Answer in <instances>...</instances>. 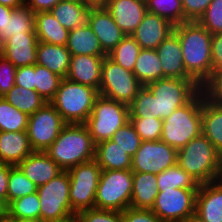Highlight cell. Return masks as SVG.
<instances>
[{
    "label": "cell",
    "instance_id": "1",
    "mask_svg": "<svg viewBox=\"0 0 222 222\" xmlns=\"http://www.w3.org/2000/svg\"><path fill=\"white\" fill-rule=\"evenodd\" d=\"M201 86L194 79L163 78L143 86L129 105V118L165 119L187 104Z\"/></svg>",
    "mask_w": 222,
    "mask_h": 222
},
{
    "label": "cell",
    "instance_id": "2",
    "mask_svg": "<svg viewBox=\"0 0 222 222\" xmlns=\"http://www.w3.org/2000/svg\"><path fill=\"white\" fill-rule=\"evenodd\" d=\"M180 40L186 72L202 86L212 75V34L198 21H186L174 26Z\"/></svg>",
    "mask_w": 222,
    "mask_h": 222
},
{
    "label": "cell",
    "instance_id": "3",
    "mask_svg": "<svg viewBox=\"0 0 222 222\" xmlns=\"http://www.w3.org/2000/svg\"><path fill=\"white\" fill-rule=\"evenodd\" d=\"M63 170L95 159L96 144L85 124H66L45 151Z\"/></svg>",
    "mask_w": 222,
    "mask_h": 222
},
{
    "label": "cell",
    "instance_id": "4",
    "mask_svg": "<svg viewBox=\"0 0 222 222\" xmlns=\"http://www.w3.org/2000/svg\"><path fill=\"white\" fill-rule=\"evenodd\" d=\"M177 163L198 184L221 179L220 152L203 134L178 150Z\"/></svg>",
    "mask_w": 222,
    "mask_h": 222
},
{
    "label": "cell",
    "instance_id": "5",
    "mask_svg": "<svg viewBox=\"0 0 222 222\" xmlns=\"http://www.w3.org/2000/svg\"><path fill=\"white\" fill-rule=\"evenodd\" d=\"M202 90L187 104L177 108L169 117L163 119L161 139L179 150L193 138L202 134Z\"/></svg>",
    "mask_w": 222,
    "mask_h": 222
},
{
    "label": "cell",
    "instance_id": "6",
    "mask_svg": "<svg viewBox=\"0 0 222 222\" xmlns=\"http://www.w3.org/2000/svg\"><path fill=\"white\" fill-rule=\"evenodd\" d=\"M98 91L63 78L50 103L67 124H84L94 107Z\"/></svg>",
    "mask_w": 222,
    "mask_h": 222
},
{
    "label": "cell",
    "instance_id": "7",
    "mask_svg": "<svg viewBox=\"0 0 222 222\" xmlns=\"http://www.w3.org/2000/svg\"><path fill=\"white\" fill-rule=\"evenodd\" d=\"M129 116L127 104L98 95L91 114L84 124L97 145L110 140L119 128L129 122Z\"/></svg>",
    "mask_w": 222,
    "mask_h": 222
},
{
    "label": "cell",
    "instance_id": "8",
    "mask_svg": "<svg viewBox=\"0 0 222 222\" xmlns=\"http://www.w3.org/2000/svg\"><path fill=\"white\" fill-rule=\"evenodd\" d=\"M69 190L70 178L67 171L37 188L42 221L66 222L75 219L77 213L71 207Z\"/></svg>",
    "mask_w": 222,
    "mask_h": 222
},
{
    "label": "cell",
    "instance_id": "9",
    "mask_svg": "<svg viewBox=\"0 0 222 222\" xmlns=\"http://www.w3.org/2000/svg\"><path fill=\"white\" fill-rule=\"evenodd\" d=\"M133 172L103 170L95 196V208L123 212L130 207Z\"/></svg>",
    "mask_w": 222,
    "mask_h": 222
},
{
    "label": "cell",
    "instance_id": "10",
    "mask_svg": "<svg viewBox=\"0 0 222 222\" xmlns=\"http://www.w3.org/2000/svg\"><path fill=\"white\" fill-rule=\"evenodd\" d=\"M142 87L132 71L124 69L108 56L104 57L99 95L129 106Z\"/></svg>",
    "mask_w": 222,
    "mask_h": 222
},
{
    "label": "cell",
    "instance_id": "11",
    "mask_svg": "<svg viewBox=\"0 0 222 222\" xmlns=\"http://www.w3.org/2000/svg\"><path fill=\"white\" fill-rule=\"evenodd\" d=\"M70 178L69 199L72 209L78 213L95 208V196L102 169L94 159L67 170Z\"/></svg>",
    "mask_w": 222,
    "mask_h": 222
},
{
    "label": "cell",
    "instance_id": "12",
    "mask_svg": "<svg viewBox=\"0 0 222 222\" xmlns=\"http://www.w3.org/2000/svg\"><path fill=\"white\" fill-rule=\"evenodd\" d=\"M197 192L182 188L159 191L151 211L162 222H185L196 213Z\"/></svg>",
    "mask_w": 222,
    "mask_h": 222
},
{
    "label": "cell",
    "instance_id": "13",
    "mask_svg": "<svg viewBox=\"0 0 222 222\" xmlns=\"http://www.w3.org/2000/svg\"><path fill=\"white\" fill-rule=\"evenodd\" d=\"M66 124L50 102L29 115L26 132L32 149L45 152L57 139Z\"/></svg>",
    "mask_w": 222,
    "mask_h": 222
},
{
    "label": "cell",
    "instance_id": "14",
    "mask_svg": "<svg viewBox=\"0 0 222 222\" xmlns=\"http://www.w3.org/2000/svg\"><path fill=\"white\" fill-rule=\"evenodd\" d=\"M178 150L162 140L142 141L132 157V172L159 174L177 164Z\"/></svg>",
    "mask_w": 222,
    "mask_h": 222
},
{
    "label": "cell",
    "instance_id": "15",
    "mask_svg": "<svg viewBox=\"0 0 222 222\" xmlns=\"http://www.w3.org/2000/svg\"><path fill=\"white\" fill-rule=\"evenodd\" d=\"M88 25L98 37L102 50L108 54L126 36L105 7L91 8Z\"/></svg>",
    "mask_w": 222,
    "mask_h": 222
},
{
    "label": "cell",
    "instance_id": "16",
    "mask_svg": "<svg viewBox=\"0 0 222 222\" xmlns=\"http://www.w3.org/2000/svg\"><path fill=\"white\" fill-rule=\"evenodd\" d=\"M173 31L174 25L166 18L147 12L131 36L141 49H156Z\"/></svg>",
    "mask_w": 222,
    "mask_h": 222
},
{
    "label": "cell",
    "instance_id": "17",
    "mask_svg": "<svg viewBox=\"0 0 222 222\" xmlns=\"http://www.w3.org/2000/svg\"><path fill=\"white\" fill-rule=\"evenodd\" d=\"M105 8L125 35H131L147 13L146 0H109Z\"/></svg>",
    "mask_w": 222,
    "mask_h": 222
},
{
    "label": "cell",
    "instance_id": "18",
    "mask_svg": "<svg viewBox=\"0 0 222 222\" xmlns=\"http://www.w3.org/2000/svg\"><path fill=\"white\" fill-rule=\"evenodd\" d=\"M36 34L11 35L2 44V56L9 60L16 68L37 64Z\"/></svg>",
    "mask_w": 222,
    "mask_h": 222
},
{
    "label": "cell",
    "instance_id": "19",
    "mask_svg": "<svg viewBox=\"0 0 222 222\" xmlns=\"http://www.w3.org/2000/svg\"><path fill=\"white\" fill-rule=\"evenodd\" d=\"M104 57L92 55L71 56L66 78L99 91Z\"/></svg>",
    "mask_w": 222,
    "mask_h": 222
},
{
    "label": "cell",
    "instance_id": "20",
    "mask_svg": "<svg viewBox=\"0 0 222 222\" xmlns=\"http://www.w3.org/2000/svg\"><path fill=\"white\" fill-rule=\"evenodd\" d=\"M195 214L205 222H222V179L199 184Z\"/></svg>",
    "mask_w": 222,
    "mask_h": 222
},
{
    "label": "cell",
    "instance_id": "21",
    "mask_svg": "<svg viewBox=\"0 0 222 222\" xmlns=\"http://www.w3.org/2000/svg\"><path fill=\"white\" fill-rule=\"evenodd\" d=\"M164 78L193 79L185 70L180 40L172 32L157 48Z\"/></svg>",
    "mask_w": 222,
    "mask_h": 222
},
{
    "label": "cell",
    "instance_id": "22",
    "mask_svg": "<svg viewBox=\"0 0 222 222\" xmlns=\"http://www.w3.org/2000/svg\"><path fill=\"white\" fill-rule=\"evenodd\" d=\"M17 167L37 187L48 183L63 170L45 152L34 151L28 155Z\"/></svg>",
    "mask_w": 222,
    "mask_h": 222
},
{
    "label": "cell",
    "instance_id": "23",
    "mask_svg": "<svg viewBox=\"0 0 222 222\" xmlns=\"http://www.w3.org/2000/svg\"><path fill=\"white\" fill-rule=\"evenodd\" d=\"M33 152L27 132H0V163L17 166Z\"/></svg>",
    "mask_w": 222,
    "mask_h": 222
},
{
    "label": "cell",
    "instance_id": "24",
    "mask_svg": "<svg viewBox=\"0 0 222 222\" xmlns=\"http://www.w3.org/2000/svg\"><path fill=\"white\" fill-rule=\"evenodd\" d=\"M158 193L156 174L133 172L130 207L151 210Z\"/></svg>",
    "mask_w": 222,
    "mask_h": 222
},
{
    "label": "cell",
    "instance_id": "25",
    "mask_svg": "<svg viewBox=\"0 0 222 222\" xmlns=\"http://www.w3.org/2000/svg\"><path fill=\"white\" fill-rule=\"evenodd\" d=\"M70 57V52L66 46H58L38 41L37 64L45 66L62 79L66 78Z\"/></svg>",
    "mask_w": 222,
    "mask_h": 222
},
{
    "label": "cell",
    "instance_id": "26",
    "mask_svg": "<svg viewBox=\"0 0 222 222\" xmlns=\"http://www.w3.org/2000/svg\"><path fill=\"white\" fill-rule=\"evenodd\" d=\"M202 134L222 152V106L208 100L202 91Z\"/></svg>",
    "mask_w": 222,
    "mask_h": 222
},
{
    "label": "cell",
    "instance_id": "27",
    "mask_svg": "<svg viewBox=\"0 0 222 222\" xmlns=\"http://www.w3.org/2000/svg\"><path fill=\"white\" fill-rule=\"evenodd\" d=\"M35 32L38 41L66 46L69 32L50 11L35 13Z\"/></svg>",
    "mask_w": 222,
    "mask_h": 222
},
{
    "label": "cell",
    "instance_id": "28",
    "mask_svg": "<svg viewBox=\"0 0 222 222\" xmlns=\"http://www.w3.org/2000/svg\"><path fill=\"white\" fill-rule=\"evenodd\" d=\"M66 47L71 56H107L100 46L98 37L94 34L88 24L82 27H77L69 32Z\"/></svg>",
    "mask_w": 222,
    "mask_h": 222
},
{
    "label": "cell",
    "instance_id": "29",
    "mask_svg": "<svg viewBox=\"0 0 222 222\" xmlns=\"http://www.w3.org/2000/svg\"><path fill=\"white\" fill-rule=\"evenodd\" d=\"M50 12L68 31L88 24L90 7L83 2L61 0Z\"/></svg>",
    "mask_w": 222,
    "mask_h": 222
},
{
    "label": "cell",
    "instance_id": "30",
    "mask_svg": "<svg viewBox=\"0 0 222 222\" xmlns=\"http://www.w3.org/2000/svg\"><path fill=\"white\" fill-rule=\"evenodd\" d=\"M95 160L103 170L131 169L132 157L124 152L111 139L96 145Z\"/></svg>",
    "mask_w": 222,
    "mask_h": 222
},
{
    "label": "cell",
    "instance_id": "31",
    "mask_svg": "<svg viewBox=\"0 0 222 222\" xmlns=\"http://www.w3.org/2000/svg\"><path fill=\"white\" fill-rule=\"evenodd\" d=\"M133 73L143 86L164 78L156 49L140 50Z\"/></svg>",
    "mask_w": 222,
    "mask_h": 222
},
{
    "label": "cell",
    "instance_id": "32",
    "mask_svg": "<svg viewBox=\"0 0 222 222\" xmlns=\"http://www.w3.org/2000/svg\"><path fill=\"white\" fill-rule=\"evenodd\" d=\"M3 98L28 116L34 114L47 103L36 91L17 85H14Z\"/></svg>",
    "mask_w": 222,
    "mask_h": 222
},
{
    "label": "cell",
    "instance_id": "33",
    "mask_svg": "<svg viewBox=\"0 0 222 222\" xmlns=\"http://www.w3.org/2000/svg\"><path fill=\"white\" fill-rule=\"evenodd\" d=\"M23 34H36L35 13L27 5L13 9L5 23V41L11 35Z\"/></svg>",
    "mask_w": 222,
    "mask_h": 222
},
{
    "label": "cell",
    "instance_id": "34",
    "mask_svg": "<svg viewBox=\"0 0 222 222\" xmlns=\"http://www.w3.org/2000/svg\"><path fill=\"white\" fill-rule=\"evenodd\" d=\"M157 186L159 191L173 188L198 189L199 184L178 163L157 174Z\"/></svg>",
    "mask_w": 222,
    "mask_h": 222
},
{
    "label": "cell",
    "instance_id": "35",
    "mask_svg": "<svg viewBox=\"0 0 222 222\" xmlns=\"http://www.w3.org/2000/svg\"><path fill=\"white\" fill-rule=\"evenodd\" d=\"M28 115L0 97V132H26Z\"/></svg>",
    "mask_w": 222,
    "mask_h": 222
},
{
    "label": "cell",
    "instance_id": "36",
    "mask_svg": "<svg viewBox=\"0 0 222 222\" xmlns=\"http://www.w3.org/2000/svg\"><path fill=\"white\" fill-rule=\"evenodd\" d=\"M6 216L18 219H40L38 193L35 192L11 201L6 206Z\"/></svg>",
    "mask_w": 222,
    "mask_h": 222
},
{
    "label": "cell",
    "instance_id": "37",
    "mask_svg": "<svg viewBox=\"0 0 222 222\" xmlns=\"http://www.w3.org/2000/svg\"><path fill=\"white\" fill-rule=\"evenodd\" d=\"M141 50L131 35H126L107 56L124 69L132 71Z\"/></svg>",
    "mask_w": 222,
    "mask_h": 222
},
{
    "label": "cell",
    "instance_id": "38",
    "mask_svg": "<svg viewBox=\"0 0 222 222\" xmlns=\"http://www.w3.org/2000/svg\"><path fill=\"white\" fill-rule=\"evenodd\" d=\"M62 78L45 66L34 65L35 91L46 101L50 102L59 88Z\"/></svg>",
    "mask_w": 222,
    "mask_h": 222
},
{
    "label": "cell",
    "instance_id": "39",
    "mask_svg": "<svg viewBox=\"0 0 222 222\" xmlns=\"http://www.w3.org/2000/svg\"><path fill=\"white\" fill-rule=\"evenodd\" d=\"M147 12L166 18L174 26L184 23L181 0H146Z\"/></svg>",
    "mask_w": 222,
    "mask_h": 222
},
{
    "label": "cell",
    "instance_id": "40",
    "mask_svg": "<svg viewBox=\"0 0 222 222\" xmlns=\"http://www.w3.org/2000/svg\"><path fill=\"white\" fill-rule=\"evenodd\" d=\"M37 188L17 166H12L8 178L7 205L14 199L37 192Z\"/></svg>",
    "mask_w": 222,
    "mask_h": 222
},
{
    "label": "cell",
    "instance_id": "41",
    "mask_svg": "<svg viewBox=\"0 0 222 222\" xmlns=\"http://www.w3.org/2000/svg\"><path fill=\"white\" fill-rule=\"evenodd\" d=\"M111 140L130 157L134 156L142 143L140 136L137 134L130 121L119 128L118 131L113 134Z\"/></svg>",
    "mask_w": 222,
    "mask_h": 222
},
{
    "label": "cell",
    "instance_id": "42",
    "mask_svg": "<svg viewBox=\"0 0 222 222\" xmlns=\"http://www.w3.org/2000/svg\"><path fill=\"white\" fill-rule=\"evenodd\" d=\"M137 134L142 141H158L161 139L163 119L151 118H129Z\"/></svg>",
    "mask_w": 222,
    "mask_h": 222
},
{
    "label": "cell",
    "instance_id": "43",
    "mask_svg": "<svg viewBox=\"0 0 222 222\" xmlns=\"http://www.w3.org/2000/svg\"><path fill=\"white\" fill-rule=\"evenodd\" d=\"M198 22L211 34L222 33V0H212Z\"/></svg>",
    "mask_w": 222,
    "mask_h": 222
},
{
    "label": "cell",
    "instance_id": "44",
    "mask_svg": "<svg viewBox=\"0 0 222 222\" xmlns=\"http://www.w3.org/2000/svg\"><path fill=\"white\" fill-rule=\"evenodd\" d=\"M75 219L77 222H123L122 212L98 208L82 210Z\"/></svg>",
    "mask_w": 222,
    "mask_h": 222
},
{
    "label": "cell",
    "instance_id": "45",
    "mask_svg": "<svg viewBox=\"0 0 222 222\" xmlns=\"http://www.w3.org/2000/svg\"><path fill=\"white\" fill-rule=\"evenodd\" d=\"M16 67L2 55L0 56V97L6 94L15 85Z\"/></svg>",
    "mask_w": 222,
    "mask_h": 222
},
{
    "label": "cell",
    "instance_id": "46",
    "mask_svg": "<svg viewBox=\"0 0 222 222\" xmlns=\"http://www.w3.org/2000/svg\"><path fill=\"white\" fill-rule=\"evenodd\" d=\"M201 90L208 100L222 106V72L213 73L201 86Z\"/></svg>",
    "mask_w": 222,
    "mask_h": 222
},
{
    "label": "cell",
    "instance_id": "47",
    "mask_svg": "<svg viewBox=\"0 0 222 222\" xmlns=\"http://www.w3.org/2000/svg\"><path fill=\"white\" fill-rule=\"evenodd\" d=\"M212 0H181L184 11V22L198 21Z\"/></svg>",
    "mask_w": 222,
    "mask_h": 222
},
{
    "label": "cell",
    "instance_id": "48",
    "mask_svg": "<svg viewBox=\"0 0 222 222\" xmlns=\"http://www.w3.org/2000/svg\"><path fill=\"white\" fill-rule=\"evenodd\" d=\"M123 222H162L160 218L149 209L129 207L122 212Z\"/></svg>",
    "mask_w": 222,
    "mask_h": 222
},
{
    "label": "cell",
    "instance_id": "49",
    "mask_svg": "<svg viewBox=\"0 0 222 222\" xmlns=\"http://www.w3.org/2000/svg\"><path fill=\"white\" fill-rule=\"evenodd\" d=\"M212 74L222 72V33L211 36Z\"/></svg>",
    "mask_w": 222,
    "mask_h": 222
},
{
    "label": "cell",
    "instance_id": "50",
    "mask_svg": "<svg viewBox=\"0 0 222 222\" xmlns=\"http://www.w3.org/2000/svg\"><path fill=\"white\" fill-rule=\"evenodd\" d=\"M15 85L28 90L35 91L34 65L21 66L16 68Z\"/></svg>",
    "mask_w": 222,
    "mask_h": 222
},
{
    "label": "cell",
    "instance_id": "51",
    "mask_svg": "<svg viewBox=\"0 0 222 222\" xmlns=\"http://www.w3.org/2000/svg\"><path fill=\"white\" fill-rule=\"evenodd\" d=\"M12 165L0 163V200L7 206L8 178Z\"/></svg>",
    "mask_w": 222,
    "mask_h": 222
},
{
    "label": "cell",
    "instance_id": "52",
    "mask_svg": "<svg viewBox=\"0 0 222 222\" xmlns=\"http://www.w3.org/2000/svg\"><path fill=\"white\" fill-rule=\"evenodd\" d=\"M61 0H25L27 5L34 13L50 11Z\"/></svg>",
    "mask_w": 222,
    "mask_h": 222
},
{
    "label": "cell",
    "instance_id": "53",
    "mask_svg": "<svg viewBox=\"0 0 222 222\" xmlns=\"http://www.w3.org/2000/svg\"><path fill=\"white\" fill-rule=\"evenodd\" d=\"M13 9L0 4V42H5V23L7 18H10Z\"/></svg>",
    "mask_w": 222,
    "mask_h": 222
},
{
    "label": "cell",
    "instance_id": "54",
    "mask_svg": "<svg viewBox=\"0 0 222 222\" xmlns=\"http://www.w3.org/2000/svg\"><path fill=\"white\" fill-rule=\"evenodd\" d=\"M0 4L15 9L24 6L25 0H0Z\"/></svg>",
    "mask_w": 222,
    "mask_h": 222
},
{
    "label": "cell",
    "instance_id": "55",
    "mask_svg": "<svg viewBox=\"0 0 222 222\" xmlns=\"http://www.w3.org/2000/svg\"><path fill=\"white\" fill-rule=\"evenodd\" d=\"M109 0H83V3L91 8L105 7Z\"/></svg>",
    "mask_w": 222,
    "mask_h": 222
},
{
    "label": "cell",
    "instance_id": "56",
    "mask_svg": "<svg viewBox=\"0 0 222 222\" xmlns=\"http://www.w3.org/2000/svg\"><path fill=\"white\" fill-rule=\"evenodd\" d=\"M13 222H44L41 219H18V218H9Z\"/></svg>",
    "mask_w": 222,
    "mask_h": 222
},
{
    "label": "cell",
    "instance_id": "57",
    "mask_svg": "<svg viewBox=\"0 0 222 222\" xmlns=\"http://www.w3.org/2000/svg\"><path fill=\"white\" fill-rule=\"evenodd\" d=\"M5 216H6V205L2 200H0V218H3Z\"/></svg>",
    "mask_w": 222,
    "mask_h": 222
},
{
    "label": "cell",
    "instance_id": "58",
    "mask_svg": "<svg viewBox=\"0 0 222 222\" xmlns=\"http://www.w3.org/2000/svg\"><path fill=\"white\" fill-rule=\"evenodd\" d=\"M185 222H205V221H203L200 217L194 214Z\"/></svg>",
    "mask_w": 222,
    "mask_h": 222
},
{
    "label": "cell",
    "instance_id": "59",
    "mask_svg": "<svg viewBox=\"0 0 222 222\" xmlns=\"http://www.w3.org/2000/svg\"><path fill=\"white\" fill-rule=\"evenodd\" d=\"M0 222H13L11 219H9L7 216L0 218Z\"/></svg>",
    "mask_w": 222,
    "mask_h": 222
},
{
    "label": "cell",
    "instance_id": "60",
    "mask_svg": "<svg viewBox=\"0 0 222 222\" xmlns=\"http://www.w3.org/2000/svg\"><path fill=\"white\" fill-rule=\"evenodd\" d=\"M220 173H221V179H222V152H220Z\"/></svg>",
    "mask_w": 222,
    "mask_h": 222
},
{
    "label": "cell",
    "instance_id": "61",
    "mask_svg": "<svg viewBox=\"0 0 222 222\" xmlns=\"http://www.w3.org/2000/svg\"><path fill=\"white\" fill-rule=\"evenodd\" d=\"M65 1L83 2V0H65Z\"/></svg>",
    "mask_w": 222,
    "mask_h": 222
},
{
    "label": "cell",
    "instance_id": "62",
    "mask_svg": "<svg viewBox=\"0 0 222 222\" xmlns=\"http://www.w3.org/2000/svg\"><path fill=\"white\" fill-rule=\"evenodd\" d=\"M1 54H2V44L0 42V56H1Z\"/></svg>",
    "mask_w": 222,
    "mask_h": 222
},
{
    "label": "cell",
    "instance_id": "63",
    "mask_svg": "<svg viewBox=\"0 0 222 222\" xmlns=\"http://www.w3.org/2000/svg\"><path fill=\"white\" fill-rule=\"evenodd\" d=\"M66 222H77L76 219H71L69 221H66Z\"/></svg>",
    "mask_w": 222,
    "mask_h": 222
}]
</instances>
